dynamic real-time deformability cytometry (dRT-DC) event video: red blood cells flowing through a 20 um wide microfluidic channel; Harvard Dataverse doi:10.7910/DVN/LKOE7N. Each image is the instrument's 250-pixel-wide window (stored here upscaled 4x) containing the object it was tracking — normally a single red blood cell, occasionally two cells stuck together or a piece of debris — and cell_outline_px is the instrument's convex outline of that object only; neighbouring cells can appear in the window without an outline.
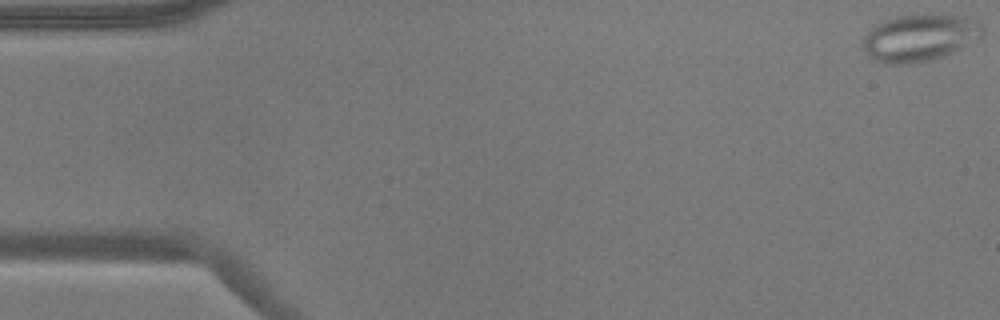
{"species": "common noctule bat (a hibernating species)", "species_latin": "Nyctalus noctula", "temperature_condition": "warm", "stored_images_in_passage": 33, "camera_frame_rate_fps": 3000, "um_per_image_px": 0.085, "animal": {"sex": "male", "body_mass_g": 17.9}, "frame": {"image": 1, "passage_image": 1, "time_ms": 0.0, "image_size_px": [1000, 320], "cell_outline_px": [[984, 36], [944, 56], [916, 64], [884, 64], [868, 56], [864, 48], [864, 36], [872, 24], [896, 16], [924, 12], [932, 12], [964, 16], [980, 24], [984, 28]], "centroid_in_image_um": [78.16, 3.17], "position_along_channel_um": 6.8, "area_um2": 33.64}}